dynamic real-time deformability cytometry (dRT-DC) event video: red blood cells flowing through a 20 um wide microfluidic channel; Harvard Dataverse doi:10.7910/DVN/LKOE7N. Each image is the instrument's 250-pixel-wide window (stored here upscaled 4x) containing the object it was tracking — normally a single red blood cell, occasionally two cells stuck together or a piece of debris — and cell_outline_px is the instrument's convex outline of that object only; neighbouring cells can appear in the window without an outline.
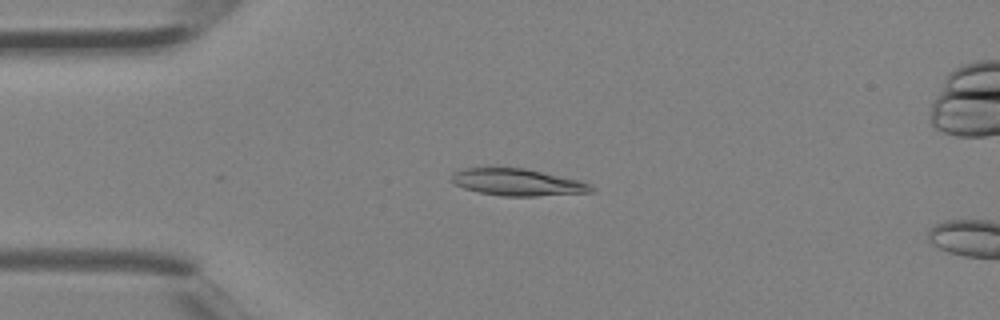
{"species": "Egyptian fruit bat (a non-hibernating species)", "species_latin": "Rousettus aegyptiacus", "temperature_condition": "room temperature", "stored_images_in_passage": 4, "camera_frame_rate_fps": 3000, "um_per_image_px": 0.085, "animal": {"sex": "female"}, "frame": {"image": 1, "passage_image": 3, "time_ms": 0.667, "image_size_px": [1000, 320], "cell_outline_px": [[592, 192], [536, 196], [500, 196], [480, 192], [464, 188], [456, 184], [452, 180], [452, 172], [464, 168], [524, 168], [580, 180], [588, 184], [592, 188]], "centroid_in_image_um": [43.97, 15.49], "position_along_channel_um": 41.0, "area_um2": 21.62}}